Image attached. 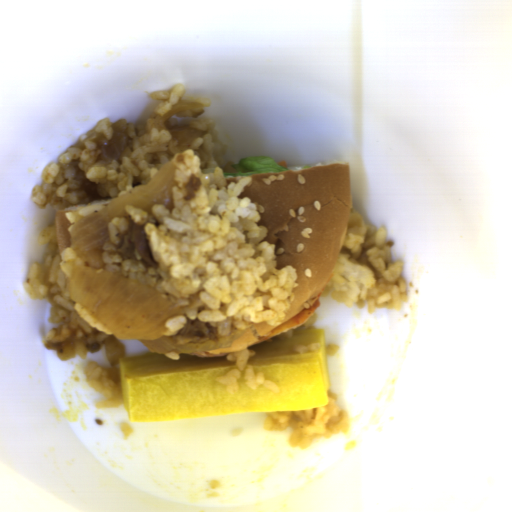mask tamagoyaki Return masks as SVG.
Returning a JSON list of instances; mask_svg holds the SVG:
<instances>
[{"instance_id":"1","label":"tamagoyaki","mask_w":512,"mask_h":512,"mask_svg":"<svg viewBox=\"0 0 512 512\" xmlns=\"http://www.w3.org/2000/svg\"><path fill=\"white\" fill-rule=\"evenodd\" d=\"M292 337H270L249 348L246 362L254 374L263 373L279 392L256 385L251 389L237 377L232 394L216 381L235 361L226 356L200 358L163 353L124 356L119 363L122 406L130 421L152 422L236 413L309 410L329 402L330 380L322 328L292 330ZM317 343L318 350L296 353L295 345Z\"/></svg>"}]
</instances>
